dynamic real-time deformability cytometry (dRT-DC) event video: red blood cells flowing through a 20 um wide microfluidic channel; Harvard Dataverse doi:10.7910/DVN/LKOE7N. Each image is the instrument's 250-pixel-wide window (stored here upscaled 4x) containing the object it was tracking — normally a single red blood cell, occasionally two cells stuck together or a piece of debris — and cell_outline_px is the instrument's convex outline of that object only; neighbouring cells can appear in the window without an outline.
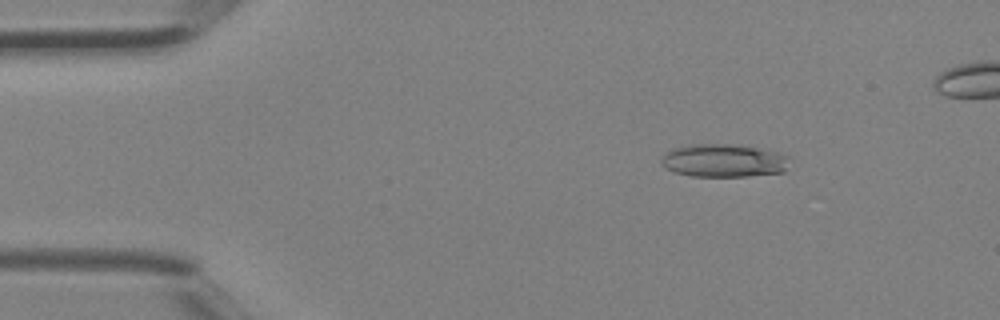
{"species": "Egyptian fruit bat (a non-hibernating species)", "species_latin": "Rousettus aegyptiacus", "temperature_condition": "room temperature", "stored_images_in_passage": 9, "camera_frame_rate_fps": 3000, "um_per_image_px": 0.085, "animal": {"sex": "female"}, "frame": {"image": 1, "passage_image": 2, "time_ms": 0.333, "image_size_px": [1000, 320], "cell_outline_px": [[788, 156], [784, 172], [748, 176], [692, 176], [672, 172], [664, 168], [660, 160], [668, 152], [676, 148], [696, 144], [736, 144], [776, 152]], "centroid_in_image_um": [61.49, 13.66], "position_along_channel_um": 23.5, "area_um2": 24.39}}